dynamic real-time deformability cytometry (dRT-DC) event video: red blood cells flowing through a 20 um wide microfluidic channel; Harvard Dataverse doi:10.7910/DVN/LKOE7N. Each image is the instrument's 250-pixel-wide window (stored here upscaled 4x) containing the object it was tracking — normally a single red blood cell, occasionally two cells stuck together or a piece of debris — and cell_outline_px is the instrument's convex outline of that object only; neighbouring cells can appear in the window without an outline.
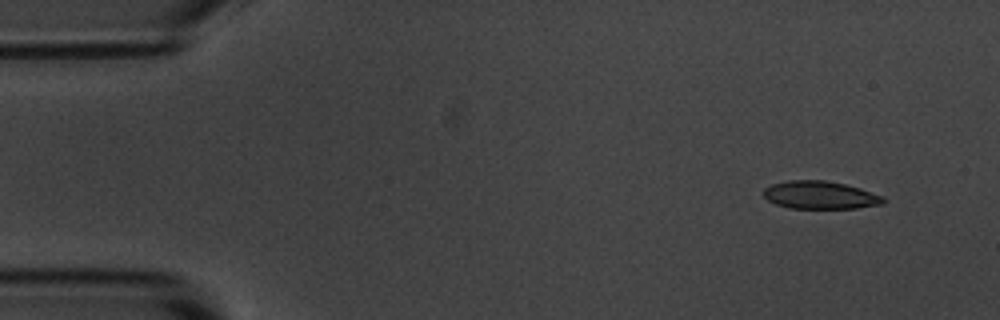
{"species": "common noctule bat (a hibernating species)", "species_latin": "Nyctalus noctula", "temperature_condition": "room temperature", "stored_images_in_passage": 4, "camera_frame_rate_fps": 3000, "um_per_image_px": 0.085, "animal": {"sex": "male", "body_mass_g": 20.1, "forearm_length_mm": 53.5}, "frame": {"image": 1, "passage_image": 1, "time_ms": 0.0, "image_size_px": [1000, 320], "cell_outline_px": [[884, 204], [856, 208], [788, 208], [776, 204], [768, 200], [764, 196], [764, 188], [772, 184], [788, 180], [824, 180], [844, 184], [860, 188], [884, 196]], "centroid_in_image_um": [69.72, 16.58], "position_along_channel_um": 15.3, "area_um2": 19.42}}
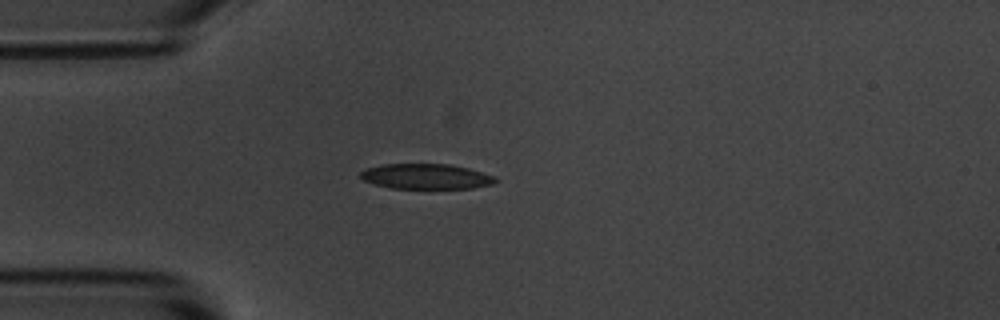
{"frame": {"image": 2, "passage_image": 4, "time_ms": 3.333, "image_size_px": [1000, 320], "cell_outline_px": [[496, 180], [492, 184], [472, 188], [388, 188], [364, 180], [360, 176], [360, 172], [364, 168], [380, 164], [448, 164], [468, 168], [492, 176]], "centroid_in_image_um": [36.14, 14.99], "position_along_channel_um": 48.9, "area_um2": 19.65}}